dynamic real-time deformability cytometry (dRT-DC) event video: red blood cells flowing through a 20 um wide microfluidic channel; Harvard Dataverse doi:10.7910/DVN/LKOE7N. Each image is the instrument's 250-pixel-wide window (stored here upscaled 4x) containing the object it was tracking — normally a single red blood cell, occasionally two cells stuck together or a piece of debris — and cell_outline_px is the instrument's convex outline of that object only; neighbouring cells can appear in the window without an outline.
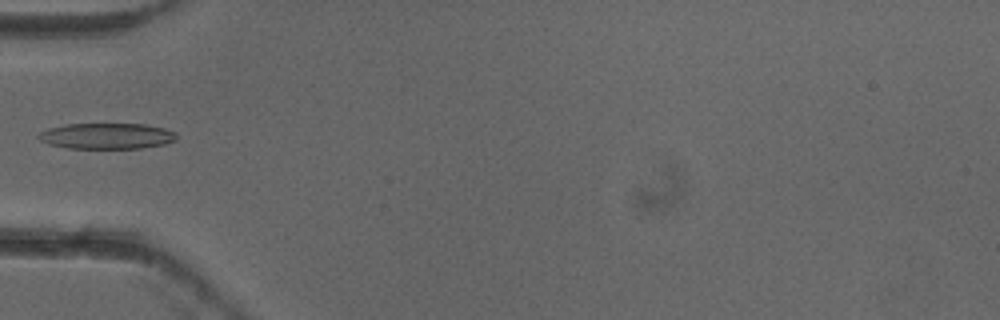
{"species": "common noctule bat (a hibernating species)", "species_latin": "Nyctalus noctula", "temperature_condition": "cold", "stored_images_in_passage": 6, "camera_frame_rate_fps": 3000, "um_per_image_px": 0.085, "animal": {"sex": "female"}, "frame": {"image": 1, "passage_image": 6, "time_ms": 1.667, "image_size_px": [1000, 320], "cell_outline_px": [[176, 140], [164, 144], [140, 148], [68, 148], [48, 144], [40, 140], [36, 136], [40, 132], [48, 128], [64, 124], [148, 124], [164, 128], [176, 132]], "centroid_in_image_um": [9.06, 11.55], "position_along_channel_um": 75.9, "area_um2": 20.87}}